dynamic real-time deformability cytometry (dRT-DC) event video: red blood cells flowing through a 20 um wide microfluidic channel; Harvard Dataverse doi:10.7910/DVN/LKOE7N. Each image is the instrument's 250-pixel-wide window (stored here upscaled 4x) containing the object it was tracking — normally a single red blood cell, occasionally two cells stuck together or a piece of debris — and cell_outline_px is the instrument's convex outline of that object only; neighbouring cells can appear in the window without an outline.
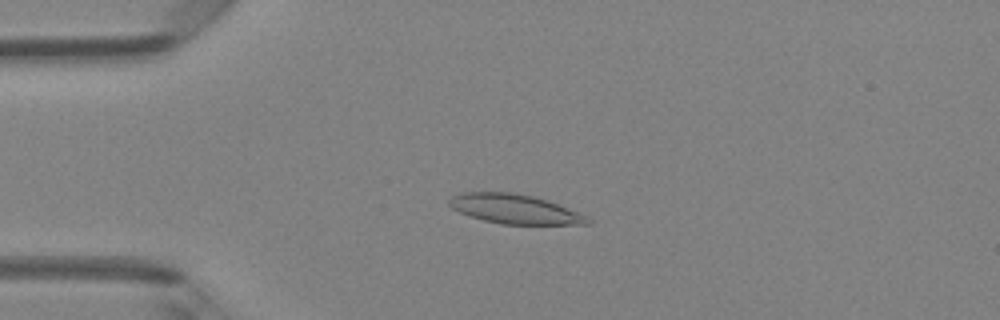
{"species": "Egyptian fruit bat (a non-hibernating species)", "species_latin": "Rousettus aegyptiacus", "temperature_condition": "room temperature", "stored_images_in_passage": 47, "camera_frame_rate_fps": 3000, "um_per_image_px": 0.085, "animal": {"sex": "female"}, "frame": {"image": 1, "passage_image": 11, "time_ms": 3.333, "image_size_px": [1000, 320], "cell_outline_px": [[592, 224], [500, 224], [484, 220], [460, 212], [452, 208], [448, 204], [448, 200], [452, 196], [460, 192], [516, 192], [548, 200], [588, 216], [592, 220]], "centroid_in_image_um": [43.77, 17.76], "position_along_channel_um": 41.2, "area_um2": 23.76}}
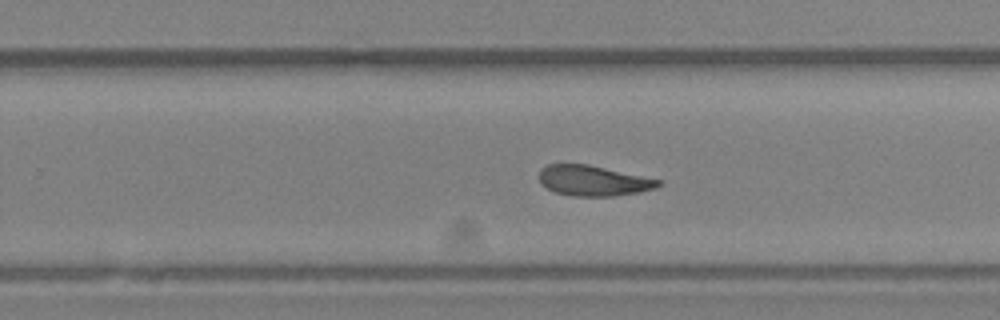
{"frame": {"image": 2, "passage_image": 30, "time_ms": 9.667, "image_size_px": [1000, 320], "cell_outline_px": [[660, 184], [656, 188], [640, 192], [612, 196], [572, 196], [556, 192], [540, 184], [540, 172], [548, 164], [588, 164], [660, 180]], "centroid_in_image_um": [50.42, 15.36], "position_along_channel_um": 279.4, "area_um2": 20.81}}
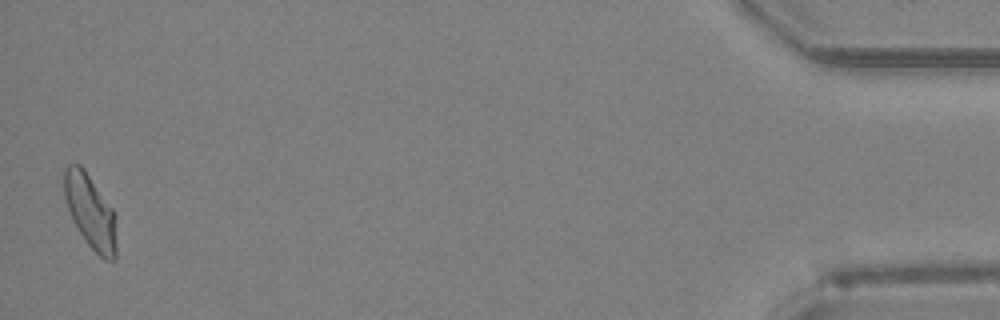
{"frame": {"image": 3, "passage_image": 47, "time_ms": 15.333, "image_size_px": [1000, 320], "cell_outline_px": [[116, 260], [104, 260], [88, 244], [72, 220], [64, 200], [64, 168], [68, 164], [80, 164], [84, 168], [112, 208], [116, 244]], "centroid_in_image_um": [7.64, 17.96], "position_along_channel_um": 427.6, "area_um2": 22.25}, "authors_computed_cell_mechanics": {"area_um2": 22.0796, "velocity_mm_per_s": 4.1966, "shape_relaxation_time_tau1_ms": null, "shape_relaxation_time_tau2_ms": 6.7075, "deformation_change_tau1": null, "deformation_change_tau2": 0.1613}}